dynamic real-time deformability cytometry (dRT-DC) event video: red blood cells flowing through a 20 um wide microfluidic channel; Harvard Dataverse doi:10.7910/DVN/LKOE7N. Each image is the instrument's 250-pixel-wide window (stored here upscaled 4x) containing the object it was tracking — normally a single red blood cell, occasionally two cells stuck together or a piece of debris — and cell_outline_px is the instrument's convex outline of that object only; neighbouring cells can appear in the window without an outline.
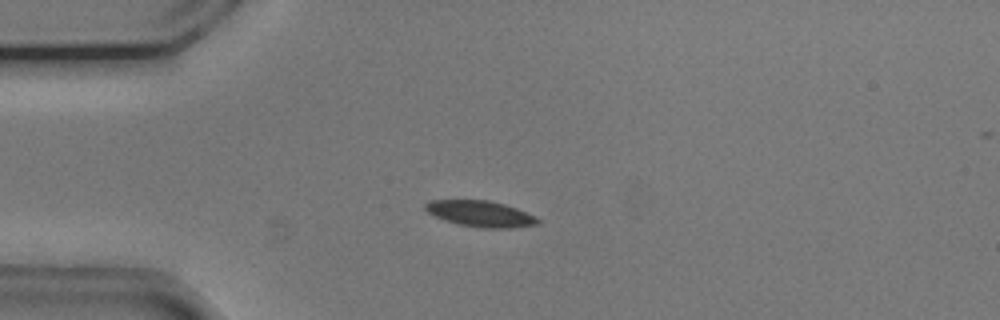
{"species": "common noctule bat (a hibernating species)", "species_latin": "Nyctalus noctula", "temperature_condition": "cold", "stored_images_in_passage": 54, "camera_frame_rate_fps": 3000, "um_per_image_px": 0.085, "animal": {"sex": "male", "body_mass_g": 20.5, "forearm_length_mm": 52.5}, "frame": {"image": 1, "passage_image": 13, "time_ms": 4.0, "image_size_px": [1000, 320], "cell_outline_px": [[540, 224], [512, 228], [484, 228], [460, 224], [444, 220], [428, 212], [424, 208], [424, 204], [432, 200], [488, 200], [504, 204], [516, 208], [536, 216], [540, 220]], "centroid_in_image_um": [40.88, 18.17], "position_along_channel_um": 44.1, "area_um2": 16.99}}
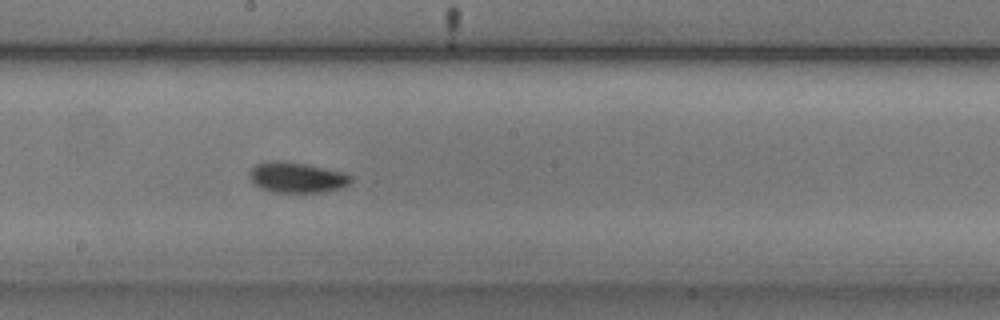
{"frame": {"image": 2, "passage_image": 29, "time_ms": 9.333, "image_size_px": [1000, 320], "cell_outline_px": [[352, 180], [348, 184], [340, 188], [324, 192], [272, 192], [260, 188], [252, 180], [248, 172], [256, 164], [264, 160], [284, 160], [308, 164], [340, 172], [352, 176]], "centroid_in_image_um": [25.19, 15.06], "position_along_channel_um": 223.0, "area_um2": 18.09}}
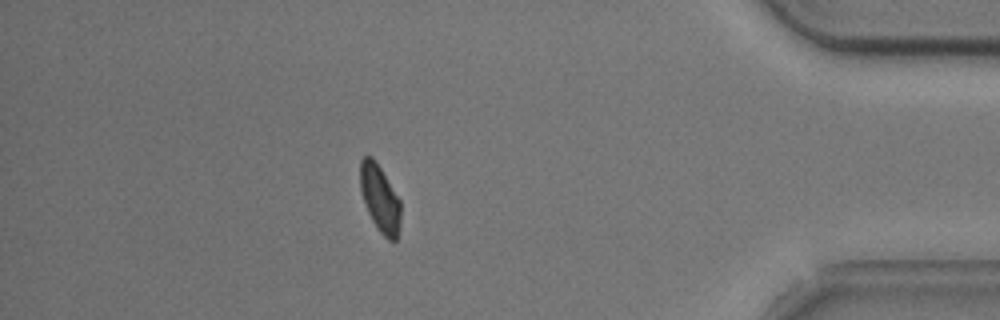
{"frame": {"image": 3, "passage_image": 47, "time_ms": 15.333, "image_size_px": [1000, 320], "cell_outline_px": [[400, 224], [396, 240], [388, 240], [380, 232], [372, 220], [368, 212], [360, 188], [360, 160], [364, 156], [372, 156], [380, 168], [400, 200]], "centroid_in_image_um": [32.29, 16.87], "position_along_channel_um": 402.9, "area_um2": 15.55}, "authors_computed_cell_mechanics": {"area_um2": 16.6753, "velocity_mm_per_s": 3.7093, "shape_relaxation_time_tau1_ms": 3.7455, "shape_relaxation_time_tau2_ms": null, "deformation_change_tau1": 0.1039, "deformation_change_tau2": null}}